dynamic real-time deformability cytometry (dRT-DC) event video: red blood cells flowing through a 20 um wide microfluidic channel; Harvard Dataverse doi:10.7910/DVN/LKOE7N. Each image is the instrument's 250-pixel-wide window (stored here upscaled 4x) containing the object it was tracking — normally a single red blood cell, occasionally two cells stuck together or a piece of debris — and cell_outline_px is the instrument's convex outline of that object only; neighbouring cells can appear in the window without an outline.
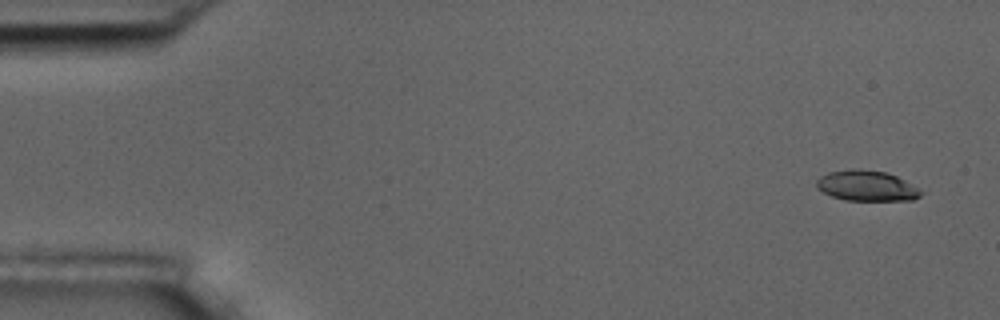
{"species": "common noctule bat (a hibernating species)", "species_latin": "Nyctalus noctula", "temperature_condition": "room temperature", "stored_images_in_passage": 6, "camera_frame_rate_fps": 3000, "um_per_image_px": 0.085, "animal": {"sex": "male", "body_mass_g": 17.5, "forearm_length_mm": 52.3}, "frame": {"image": 1, "passage_image": 1, "time_ms": 0.0, "image_size_px": [1000, 320], "cell_outline_px": [[924, 192], [920, 196], [912, 200], [844, 200], [832, 196], [816, 188], [816, 180], [820, 176], [828, 172], [848, 168], [860, 168], [888, 172], [904, 180]], "centroid_in_image_um": [73.63, 15.77], "position_along_channel_um": 11.4, "area_um2": 18.73}}
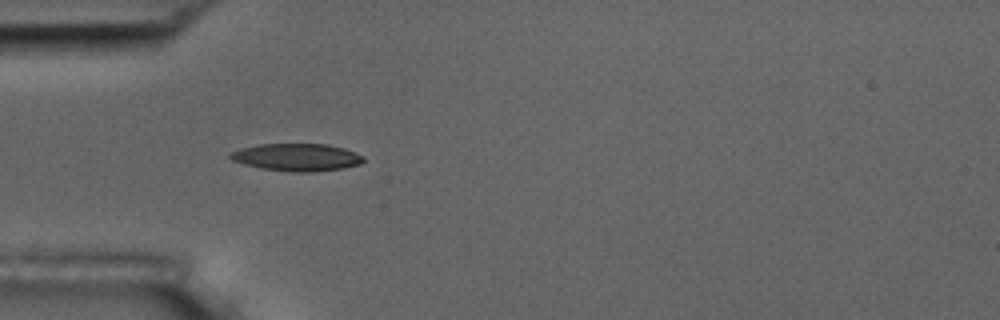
{"frame": {"image": 2, "passage_image": 5, "time_ms": 4.667, "image_size_px": [1000, 320], "cell_outline_px": [[364, 160], [360, 164], [340, 168], [312, 172], [292, 172], [260, 168], [244, 164], [232, 160], [228, 156], [228, 152], [240, 148], [260, 144], [328, 144], [344, 148], [364, 156]], "centroid_in_image_um": [25.19, 13.36], "position_along_channel_um": 59.8, "area_um2": 21.33}}